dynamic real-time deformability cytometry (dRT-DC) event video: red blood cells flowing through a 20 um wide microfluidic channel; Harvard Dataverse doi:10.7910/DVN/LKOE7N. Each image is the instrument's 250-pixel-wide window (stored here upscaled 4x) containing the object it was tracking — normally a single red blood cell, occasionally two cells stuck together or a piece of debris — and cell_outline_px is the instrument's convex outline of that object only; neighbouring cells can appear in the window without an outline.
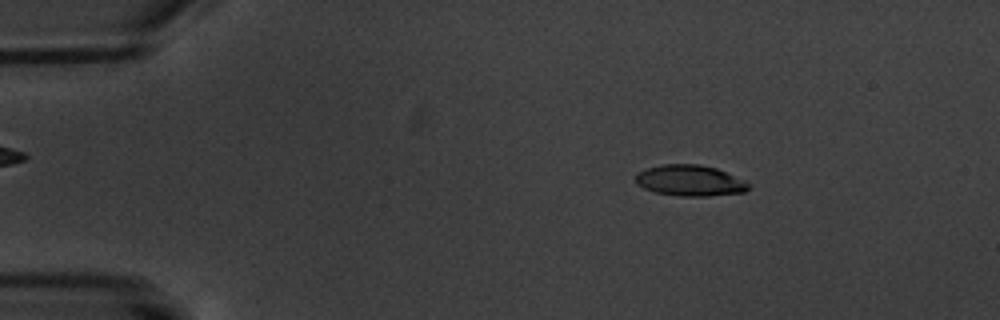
{"species": "common noctule bat (a hibernating species)", "species_latin": "Nyctalus noctula", "temperature_condition": "warm", "stored_images_in_passage": 5, "camera_frame_rate_fps": 3000, "um_per_image_px": 0.085, "animal": {"sex": "male", "body_mass_g": 20.1, "forearm_length_mm": 53.5}, "frame": {"image": 1, "passage_image": 2, "time_ms": 1.0, "image_size_px": [1000, 320], "cell_outline_px": [[748, 188], [744, 192], [708, 196], [680, 196], [656, 192], [644, 188], [636, 184], [636, 172], [648, 168], [664, 164], [700, 164], [716, 168], [744, 180], [748, 184]], "centroid_in_image_um": [58.62, 15.34], "position_along_channel_um": 26.4, "area_um2": 20.23}}